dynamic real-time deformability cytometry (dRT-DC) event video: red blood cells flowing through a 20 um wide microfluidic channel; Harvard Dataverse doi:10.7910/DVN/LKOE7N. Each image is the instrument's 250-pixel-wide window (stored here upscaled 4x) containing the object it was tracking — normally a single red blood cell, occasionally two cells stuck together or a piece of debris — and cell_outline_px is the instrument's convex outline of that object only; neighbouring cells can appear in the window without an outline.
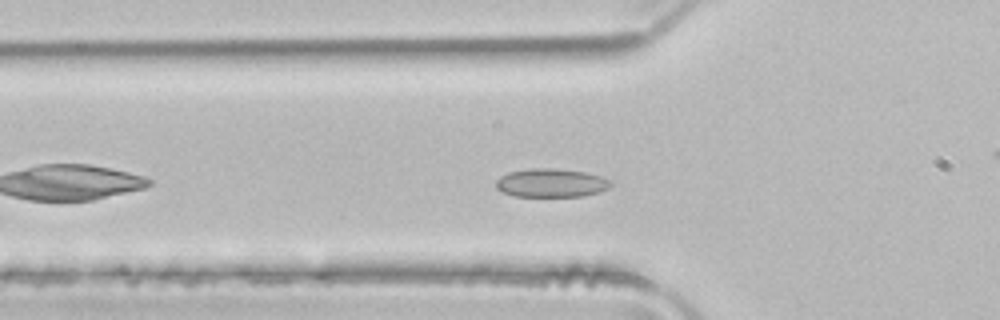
{"species": "common noctule bat (a hibernating species)", "species_latin": "Nyctalus noctula", "temperature_condition": "room temperature", "stored_images_in_passage": 41, "camera_frame_rate_fps": 3000, "um_per_image_px": 0.085, "animal": {"sex": "male", "body_mass_g": 21.5, "forearm_length_mm": 52.0}, "frame": {"image": 1, "passage_image": 6, "time_ms": 1.667, "image_size_px": [1000, 320], "cell_outline_px": [[612, 184], [608, 188], [600, 192], [584, 196], [512, 196], [496, 188], [496, 180], [500, 176], [508, 172], [532, 168], [556, 168], [584, 172], [600, 176], [612, 180]], "centroid_in_image_um": [46.86, 15.54], "position_along_channel_um": 78.9, "area_um2": 19.19}}
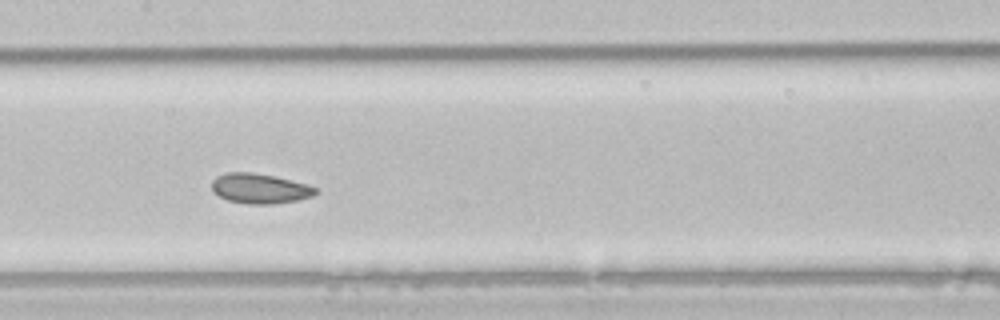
{"frame": {"image": 2, "passage_image": 14, "time_ms": 4.333, "image_size_px": [1000, 320], "cell_outline_px": [[320, 192], [312, 196], [296, 200], [272, 204], [248, 204], [228, 200], [220, 196], [212, 188], [212, 180], [216, 176], [228, 172], [252, 172], [272, 176], [308, 184], [316, 188]], "centroid_in_image_um": [22.1, 16.02], "position_along_channel_um": 185.3, "area_um2": 17.98}}
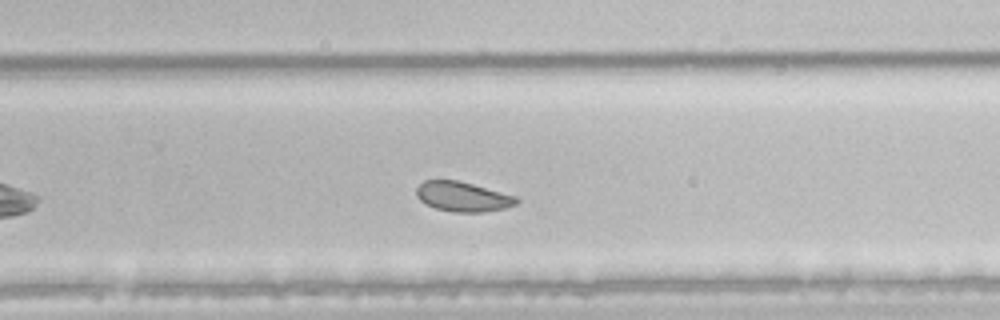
{"frame": {"image": 3, "passage_image": 22, "time_ms": 7.0, "image_size_px": [1000, 320], "cell_outline_px": [[520, 200], [516, 204], [504, 208], [484, 212], [456, 212], [436, 208], [424, 204], [416, 196], [416, 188], [424, 180], [456, 180], [472, 184], [516, 196]], "centroid_in_image_um": [39.31, 16.72], "position_along_channel_um": 290.5, "area_um2": 17.28}, "authors_computed_cell_mechanics": {"area_um2": 18.7272, "velocity_mm_per_s": 3.9715, "shape_relaxation_time_tau1_ms": 2.3091, "shape_relaxation_time_tau2_ms": 3.0064, "deformation_change_tau1": 0.0479, "deformation_change_tau2": 0.0596}}